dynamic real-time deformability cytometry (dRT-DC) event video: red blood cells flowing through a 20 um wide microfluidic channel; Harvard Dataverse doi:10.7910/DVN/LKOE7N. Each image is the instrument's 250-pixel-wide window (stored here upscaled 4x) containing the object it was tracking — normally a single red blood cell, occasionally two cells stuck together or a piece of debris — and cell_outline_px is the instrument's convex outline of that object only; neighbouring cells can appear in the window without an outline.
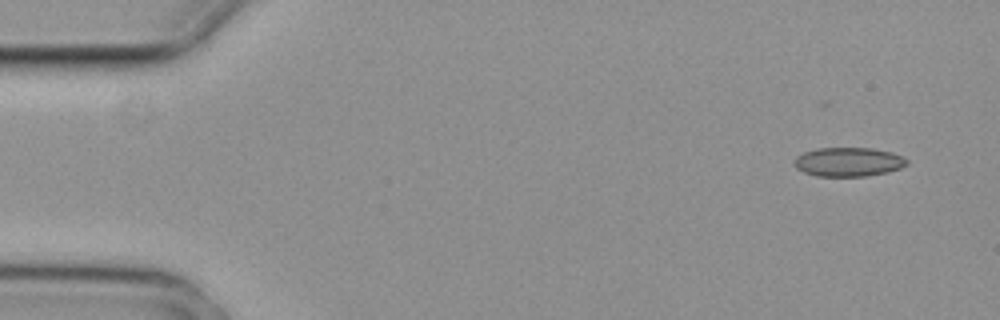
{"species": "common noctule bat (a hibernating species)", "species_latin": "Nyctalus noctula", "temperature_condition": "cold", "stored_images_in_passage": 5, "camera_frame_rate_fps": 3000, "um_per_image_px": 0.085, "animal": {"sex": "female", "body_mass_g": 29.2, "forearm_length_mm": 56.3}, "frame": {"image": 1, "passage_image": 1, "time_ms": 0.0, "image_size_px": [1000, 320], "cell_outline_px": [[908, 164], [900, 168], [888, 172], [864, 176], [816, 176], [804, 172], [796, 168], [796, 156], [804, 152], [816, 148], [872, 148], [892, 152], [908, 160]], "centroid_in_image_um": [72.13, 13.76], "position_along_channel_um": 12.9, "area_um2": 18.96}}
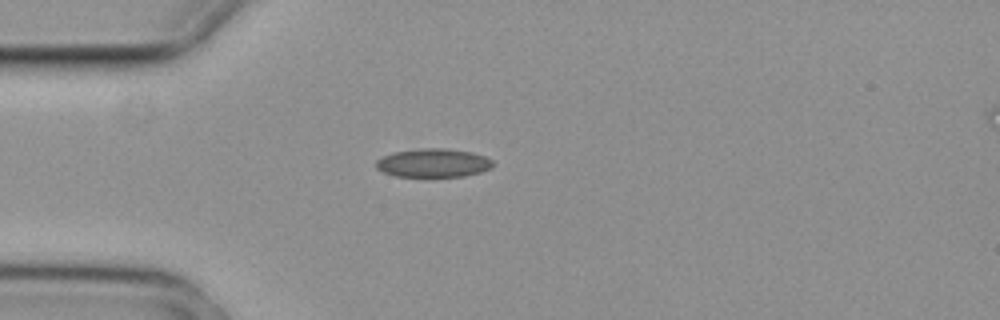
{"frame": {"image": 2, "passage_image": 4, "time_ms": 1.0, "image_size_px": [1000, 320], "cell_outline_px": [[492, 168], [480, 172], [464, 176], [396, 176], [384, 172], [376, 168], [376, 160], [384, 156], [396, 152], [420, 148], [444, 148], [472, 152], [484, 156], [492, 160]], "centroid_in_image_um": [36.84, 13.84], "position_along_channel_um": 48.2, "area_um2": 19.25}}